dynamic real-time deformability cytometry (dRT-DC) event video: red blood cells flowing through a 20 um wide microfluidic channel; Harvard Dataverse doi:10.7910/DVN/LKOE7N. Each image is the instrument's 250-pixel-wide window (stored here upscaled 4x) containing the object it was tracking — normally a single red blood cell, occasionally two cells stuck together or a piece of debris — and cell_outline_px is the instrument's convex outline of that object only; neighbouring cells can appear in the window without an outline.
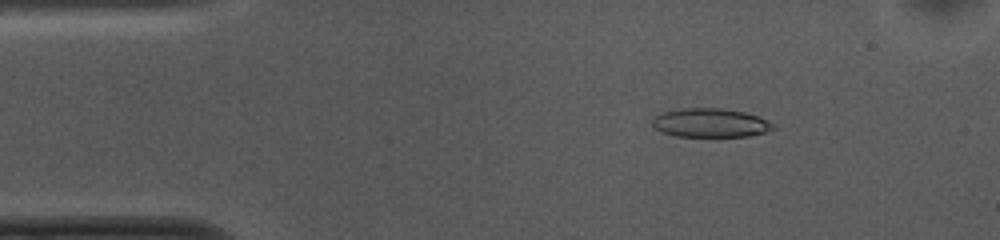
{"species": "common noctule bat (a hibernating species)", "species_latin": "Nyctalus noctula", "temperature_condition": "cold", "stored_images_in_passage": 52, "camera_frame_rate_fps": 3000, "um_per_image_px": 0.085, "animal": {"sex": "female", "body_mass_g": 10.0, "forearm_length_mm": 53.1}, "frame": {"image": 1, "passage_image": 7, "time_ms": 2.0, "image_size_px": [1000, 240], "cell_outline_px": [[776, 128], [764, 132], [748, 136], [676, 136], [664, 132], [656, 128], [652, 124], [652, 120], [656, 116], [664, 112], [684, 108], [720, 108], [744, 112], [760, 116], [776, 124]], "centroid_in_image_um": [60.45, 10.44], "position_along_channel_um": 24.6, "area_um2": 20.17}}
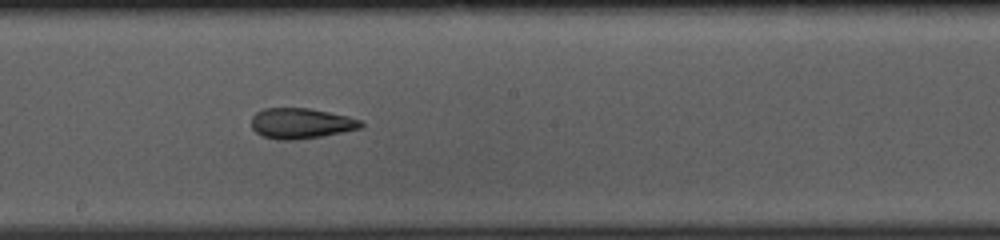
{"frame": {"image": 2, "passage_image": 27, "time_ms": 8.667, "image_size_px": [1000, 240], "cell_outline_px": [[364, 124], [360, 128], [324, 136], [296, 140], [276, 140], [264, 136], [256, 132], [252, 128], [252, 116], [256, 112], [264, 108], [308, 108], [348, 116], [360, 120]], "centroid_in_image_um": [25.57, 10.49], "position_along_channel_um": 222.6, "area_um2": 19.48}}
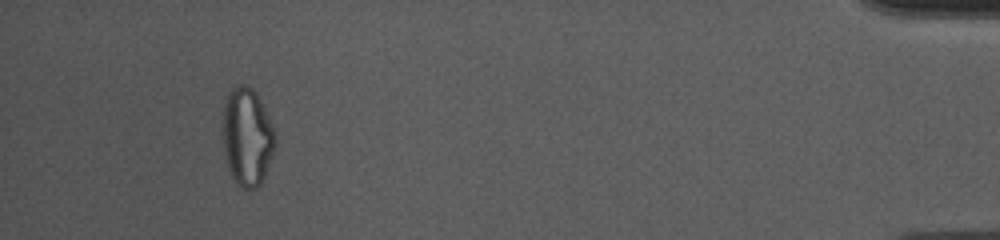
{"frame": {"image": 3, "passage_image": 48, "time_ms": 15.667, "image_size_px": [1000, 240], "cell_outline_px": [[276, 144], [264, 176], [260, 184], [256, 188], [240, 188], [232, 176], [228, 168], [224, 148], [224, 104], [228, 92], [236, 84], [244, 84], [252, 88], [256, 92], [276, 132]], "centroid_in_image_um": [21.02, 11.61], "position_along_channel_um": 414.2, "area_um2": 29.71}, "authors_computed_cell_mechanics": {"area_um2": 20.8947, "velocity_mm_per_s": 3.7598, "shape_relaxation_time_tau1_ms": 9.2773, "shape_relaxation_time_tau2_ms": 3.8185, "deformation_change_tau1": 0.2431, "deformation_change_tau2": 0.1363}}